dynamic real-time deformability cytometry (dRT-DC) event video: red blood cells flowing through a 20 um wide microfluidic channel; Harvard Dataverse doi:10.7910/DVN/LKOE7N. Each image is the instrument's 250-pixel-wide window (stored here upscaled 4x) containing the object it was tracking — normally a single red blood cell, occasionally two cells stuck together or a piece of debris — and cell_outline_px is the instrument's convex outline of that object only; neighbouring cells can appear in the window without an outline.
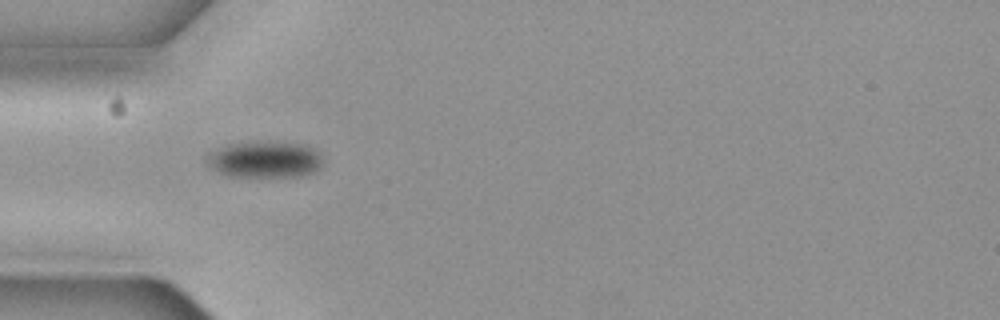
{"species": "common noctule bat (a hibernating species)", "species_latin": "Nyctalus noctula", "temperature_condition": "cold", "stored_images_in_passage": 11, "camera_frame_rate_fps": 3000, "um_per_image_px": 0.085, "animal": {"sex": "female", "body_mass_g": 19.3, "forearm_length_mm": 54.1}, "frame": {"image": 1, "passage_image": 1, "time_ms": 0.0, "image_size_px": [1000, 320], "cell_outline_px": [[324, 164], [320, 168], [304, 176], [228, 176], [208, 168], [212, 152], [224, 144], [252, 140], [272, 140], [304, 144], [316, 148], [320, 152], [324, 160]], "centroid_in_image_um": [22.59, 13.51], "position_along_channel_um": 62.4, "area_um2": 25.43}}
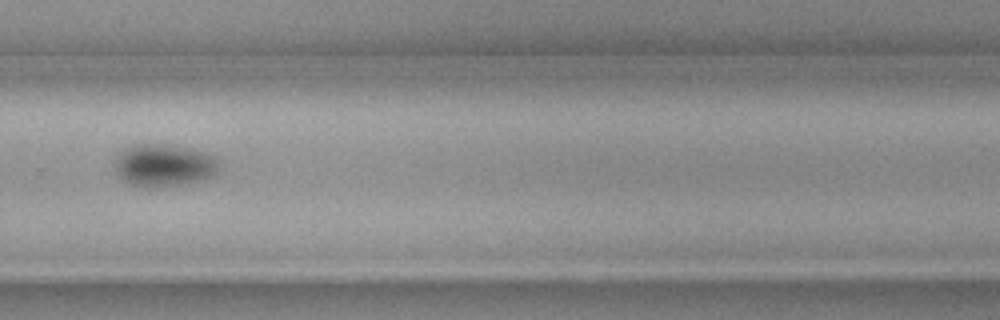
{"frame": {"image": 2, "passage_image": 7, "time_ms": 2.0, "image_size_px": [1000, 320], "cell_outline_px": [[220, 172], [212, 176], [180, 184], [132, 184], [124, 180], [116, 172], [116, 160], [124, 148], [136, 144], [160, 144], [188, 148], [204, 152], [216, 156], [220, 160]], "centroid_in_image_um": [14.01, 13.99], "position_along_channel_um": 315.8, "area_um2": 24.85}}
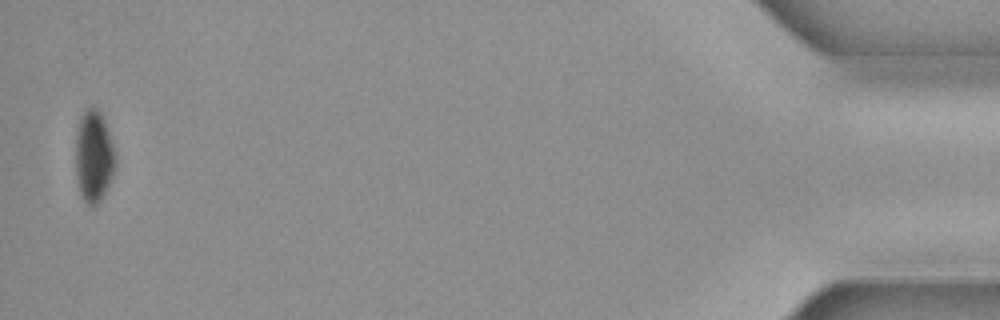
{"frame": {"image": 3, "passage_image": 11, "time_ms": 3.333, "image_size_px": [1000, 320], "cell_outline_px": [[116, 168], [108, 188], [100, 200], [92, 208], [84, 200], [80, 192], [76, 172], [76, 132], [80, 116], [88, 108], [96, 108], [100, 112], [104, 120], [116, 152]], "centroid_in_image_um": [7.99, 13.31], "position_along_channel_um": 427.2, "area_um2": 21.39}}